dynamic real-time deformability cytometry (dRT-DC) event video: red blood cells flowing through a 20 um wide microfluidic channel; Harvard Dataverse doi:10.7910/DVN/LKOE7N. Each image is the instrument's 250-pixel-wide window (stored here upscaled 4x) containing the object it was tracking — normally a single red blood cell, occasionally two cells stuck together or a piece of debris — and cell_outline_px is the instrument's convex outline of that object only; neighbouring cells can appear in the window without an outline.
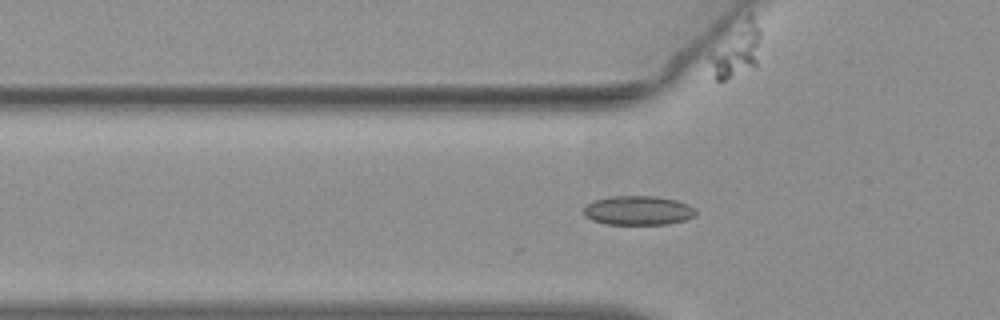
{"species": "common noctule bat (a hibernating species)", "species_latin": "Nyctalus noctula", "temperature_condition": "warm", "stored_images_in_passage": 38, "camera_frame_rate_fps": 3000, "um_per_image_px": 0.085, "animal": {"sex": "female", "body_mass_g": 19.3, "forearm_length_mm": 54.1}, "frame": {"image": 1, "passage_image": 6, "time_ms": 1.667, "image_size_px": [1000, 320], "cell_outline_px": [[696, 216], [684, 220], [668, 224], [604, 224], [592, 220], [584, 216], [584, 208], [592, 200], [612, 196], [656, 196], [676, 200], [688, 204], [696, 208]], "centroid_in_image_um": [54.25, 17.89], "position_along_channel_um": 71.6, "area_um2": 19.25}}
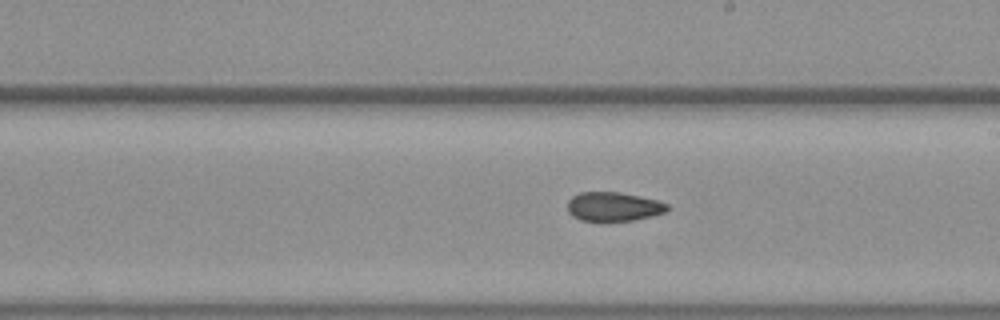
{"frame": {"image": 2, "passage_image": 19, "time_ms": 6.0, "image_size_px": [1000, 320], "cell_outline_px": [[668, 212], [632, 220], [600, 224], [580, 220], [572, 216], [568, 212], [568, 200], [572, 196], [580, 192], [620, 192], [640, 196], [656, 200], [668, 204]], "centroid_in_image_um": [52.1, 17.6], "position_along_channel_um": 236.9, "area_um2": 17.51}}
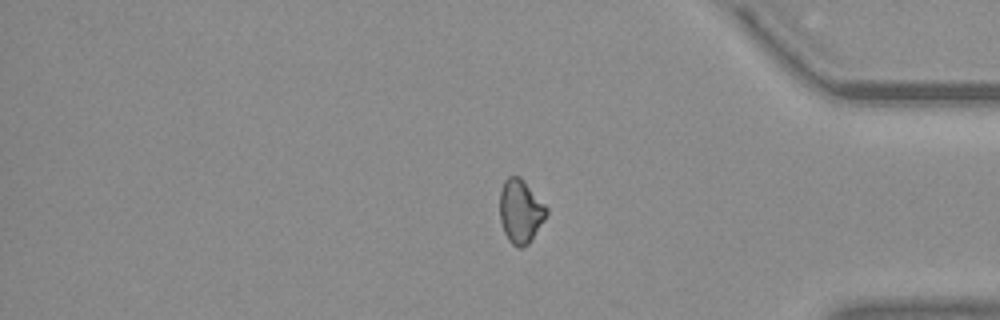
{"frame": {"image": 3, "passage_image": 33, "time_ms": 10.667, "image_size_px": [1000, 320], "cell_outline_px": [[548, 212], [544, 220], [532, 240], [528, 244], [520, 248], [512, 244], [508, 240], [504, 232], [500, 220], [500, 192], [504, 180], [508, 176], [520, 176], [524, 180], [548, 208]], "centroid_in_image_um": [44.24, 17.96], "position_along_channel_um": 391.0, "area_um2": 17.4}, "authors_computed_cell_mechanics": {"area_um2": 17.7157, "velocity_mm_per_s": 3.7827, "shape_relaxation_time_tau1_ms": 8.0996, "shape_relaxation_time_tau2_ms": 3.7979, "deformation_change_tau1": 0.0926, "deformation_change_tau2": 0.076}}